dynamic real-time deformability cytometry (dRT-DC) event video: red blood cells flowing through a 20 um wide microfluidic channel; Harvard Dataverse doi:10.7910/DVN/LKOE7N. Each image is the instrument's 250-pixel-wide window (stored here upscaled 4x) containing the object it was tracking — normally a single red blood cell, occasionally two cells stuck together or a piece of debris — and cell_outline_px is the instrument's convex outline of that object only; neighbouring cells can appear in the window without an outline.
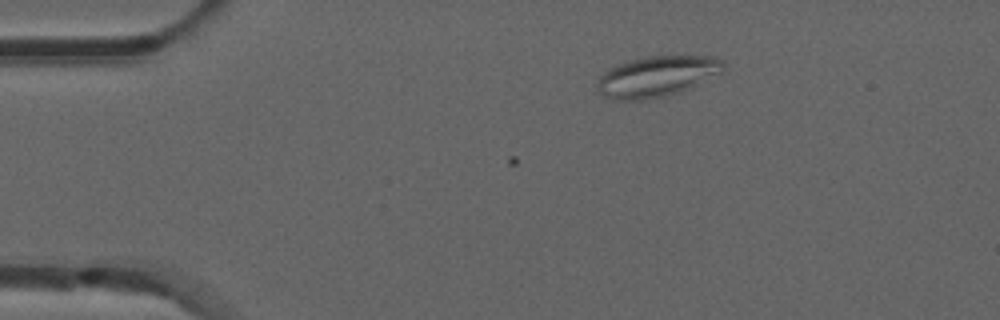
{"species": "common noctule bat (a hibernating species)", "species_latin": "Nyctalus noctula", "temperature_condition": "room temperature", "stored_images_in_passage": 6, "camera_frame_rate_fps": 3000, "um_per_image_px": 0.085, "animal": {"sex": "male", "forearm_length_mm": 52.5}, "frame": {"image": 1, "passage_image": 1, "time_ms": 0.0, "image_size_px": [1000, 320], "cell_outline_px": [[724, 68], [720, 72], [680, 92], [664, 96], [640, 100], [616, 100], [604, 96], [596, 88], [600, 76], [608, 68], [616, 64], [628, 60], [648, 56], [716, 56], [724, 64]], "centroid_in_image_um": [55.78, 6.48], "position_along_channel_um": 29.2, "area_um2": 29.65}}